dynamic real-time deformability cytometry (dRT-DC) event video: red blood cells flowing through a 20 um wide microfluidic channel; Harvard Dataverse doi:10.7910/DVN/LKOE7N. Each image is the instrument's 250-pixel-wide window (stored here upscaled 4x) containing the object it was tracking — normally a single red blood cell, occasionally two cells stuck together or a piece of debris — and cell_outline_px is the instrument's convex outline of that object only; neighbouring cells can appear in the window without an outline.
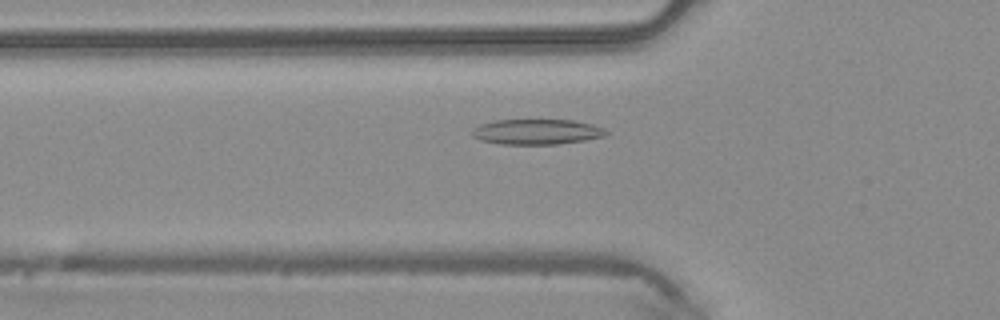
{"species": "common noctule bat (a hibernating species)", "species_latin": "Nyctalus noctula", "temperature_condition": "warm", "stored_images_in_passage": 36, "camera_frame_rate_fps": 3000, "um_per_image_px": 0.085, "animal": {"sex": "male", "body_mass_g": 20.4}, "frame": {"image": 1, "passage_image": 5, "time_ms": 1.333, "image_size_px": [1000, 320], "cell_outline_px": [[608, 132], [604, 136], [584, 140], [556, 144], [500, 144], [480, 140], [472, 136], [472, 128], [480, 124], [492, 120], [572, 120], [592, 124], [604, 128]], "centroid_in_image_um": [45.58, 11.2], "position_along_channel_um": 80.2, "area_um2": 19.77}}
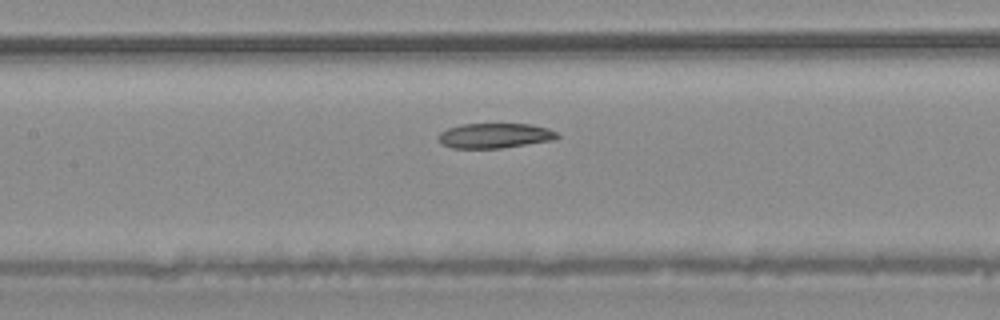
{"frame": {"image": 2, "passage_image": 11, "time_ms": 3.333, "image_size_px": [1000, 320], "cell_outline_px": [[560, 136], [556, 140], [500, 148], [452, 148], [440, 144], [440, 132], [448, 128], [460, 124], [532, 124], [548, 128], [556, 132]], "centroid_in_image_um": [42.09, 11.53], "position_along_channel_um": 165.3, "area_um2": 17.34}}
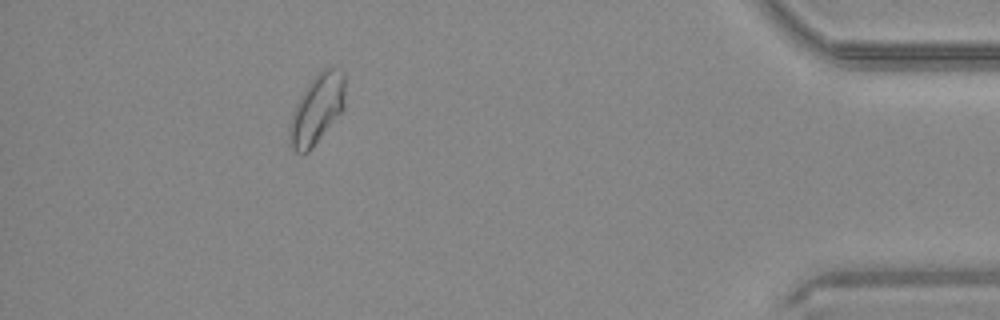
{"frame": {"image": 3, "passage_image": 32, "time_ms": 10.333, "image_size_px": [1000, 320], "cell_outline_px": [[344, 108], [312, 148], [308, 152], [296, 152], [288, 144], [288, 124], [292, 112], [300, 96], [316, 72], [324, 68], [332, 68], [344, 72]], "centroid_in_image_um": [26.89, 9.29], "position_along_channel_um": 408.3, "area_um2": 22.48}, "authors_computed_cell_mechanics": {"area_um2": 18.8428, "velocity_mm_per_s": 4.2192, "shape_relaxation_time_tau1_ms": 8.9016, "shape_relaxation_time_tau2_ms": 10.2242, "deformation_change_tau1": 0.1831, "deformation_change_tau2": 0.1878}}